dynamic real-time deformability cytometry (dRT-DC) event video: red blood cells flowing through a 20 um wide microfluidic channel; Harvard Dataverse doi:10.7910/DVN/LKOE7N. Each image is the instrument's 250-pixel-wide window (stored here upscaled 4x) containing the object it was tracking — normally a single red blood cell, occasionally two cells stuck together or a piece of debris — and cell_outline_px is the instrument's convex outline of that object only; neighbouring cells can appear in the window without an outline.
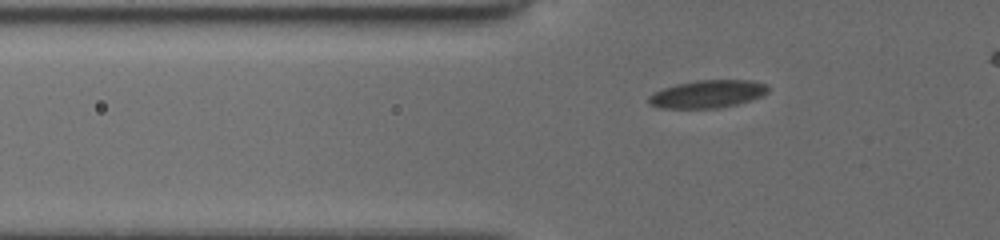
{"species": "common noctule bat (a hibernating species)", "species_latin": "Nyctalus noctula", "temperature_condition": "cold", "stored_images_in_passage": 34, "camera_frame_rate_fps": 3000, "um_per_image_px": 0.085, "animal": {"sex": "female", "body_mass_g": 19.5, "forearm_length_mm": 54.1}, "frame": {"image": 1, "passage_image": 4, "time_ms": 1.0, "image_size_px": [1000, 240], "cell_outline_px": [[768, 92], [760, 96], [736, 104], [716, 108], [660, 108], [652, 104], [648, 100], [648, 96], [652, 92], [676, 84], [696, 80], [748, 80], [764, 84], [768, 88]], "centroid_in_image_um": [60.09, 7.98], "position_along_channel_um": 65.7, "area_um2": 19.02}}
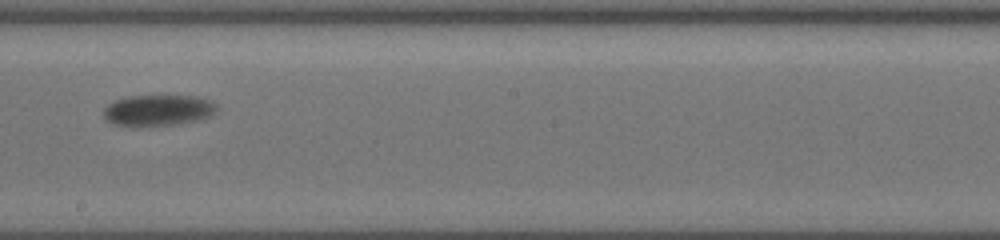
{"frame": {"image": 2, "passage_image": 18, "time_ms": 5.667, "image_size_px": [1000, 240], "cell_outline_px": [[216, 108], [208, 116], [176, 124], [116, 124], [108, 120], [104, 116], [104, 108], [108, 104], [116, 100], [128, 96], [192, 96], [212, 100], [216, 104]], "centroid_in_image_um": [13.43, 9.33], "position_along_channel_um": 234.8, "area_um2": 19.48}}
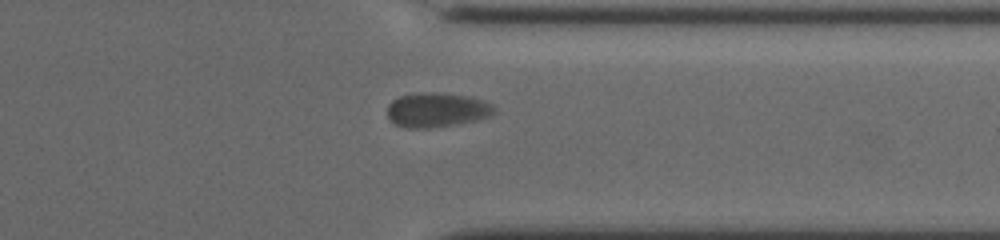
{"frame": {"image": 3, "passage_image": 29, "time_ms": 9.333, "image_size_px": [1000, 240], "cell_outline_px": [[496, 112], [488, 116], [476, 120], [456, 124], [428, 128], [408, 128], [396, 124], [388, 116], [388, 104], [392, 100], [400, 96], [424, 92], [436, 92], [472, 96], [484, 100], [492, 104], [496, 108]], "centroid_in_image_um": [37.17, 9.33], "position_along_channel_um": 374.2, "area_um2": 21.5}}